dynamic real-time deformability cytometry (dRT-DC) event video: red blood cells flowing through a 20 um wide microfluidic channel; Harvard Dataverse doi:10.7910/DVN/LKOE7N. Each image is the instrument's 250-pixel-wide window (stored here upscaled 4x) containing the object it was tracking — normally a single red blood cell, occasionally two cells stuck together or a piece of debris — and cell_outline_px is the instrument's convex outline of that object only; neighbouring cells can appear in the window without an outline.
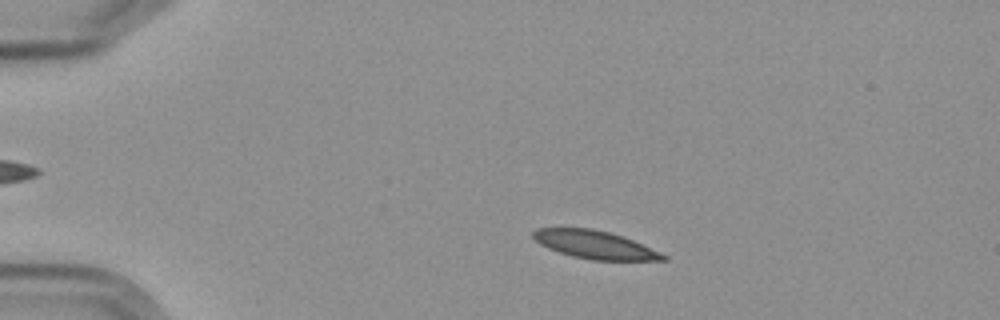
{"species": "Egyptian fruit bat (a non-hibernating species)", "species_latin": "Rousettus aegyptiacus", "temperature_condition": "cold", "stored_images_in_passage": 4, "camera_frame_rate_fps": 3000, "um_per_image_px": 0.085, "frame": {"image": 1, "passage_image": 2, "time_ms": 1.333, "image_size_px": [1000, 320], "cell_outline_px": [[668, 260], [592, 260], [572, 256], [548, 248], [540, 244], [532, 236], [532, 232], [536, 228], [592, 228], [608, 232], [632, 240], [660, 252], [668, 256]], "centroid_in_image_um": [50.54, 20.8], "position_along_channel_um": 34.5, "area_um2": 20.98}}